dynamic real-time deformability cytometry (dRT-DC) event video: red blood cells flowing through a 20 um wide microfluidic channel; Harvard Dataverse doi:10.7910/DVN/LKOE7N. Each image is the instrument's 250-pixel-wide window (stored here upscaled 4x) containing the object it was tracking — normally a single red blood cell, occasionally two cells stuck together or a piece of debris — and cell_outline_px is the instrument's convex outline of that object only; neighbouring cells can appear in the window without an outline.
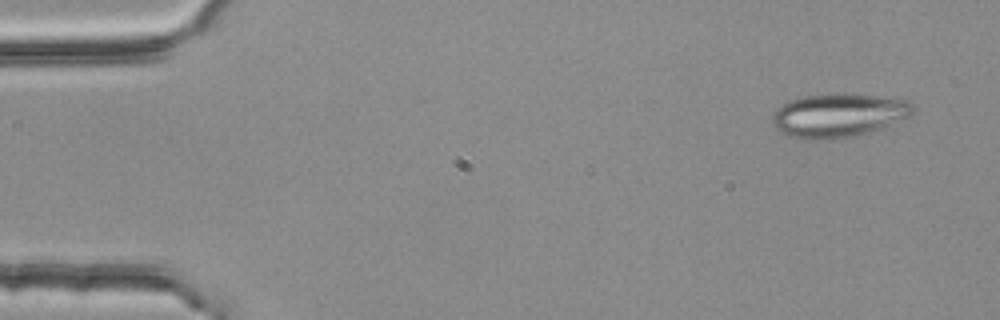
{"species": "common noctule bat (a hibernating species)", "species_latin": "Nyctalus noctula", "temperature_condition": "room temperature", "stored_images_in_passage": 4, "camera_frame_rate_fps": 3000, "um_per_image_px": 0.085, "animal": {"sex": "female", "body_mass_g": 25.1}, "frame": {"image": 1, "passage_image": 1, "time_ms": 0.0, "image_size_px": [1000, 320], "cell_outline_px": [[916, 108], [908, 116], [888, 124], [852, 136], [812, 140], [804, 140], [788, 136], [780, 132], [776, 128], [772, 120], [772, 116], [776, 108], [780, 104], [788, 100], [804, 96], [876, 96], [908, 100]], "centroid_in_image_um": [71.17, 9.82], "position_along_channel_um": 13.8, "area_um2": 34.51}}